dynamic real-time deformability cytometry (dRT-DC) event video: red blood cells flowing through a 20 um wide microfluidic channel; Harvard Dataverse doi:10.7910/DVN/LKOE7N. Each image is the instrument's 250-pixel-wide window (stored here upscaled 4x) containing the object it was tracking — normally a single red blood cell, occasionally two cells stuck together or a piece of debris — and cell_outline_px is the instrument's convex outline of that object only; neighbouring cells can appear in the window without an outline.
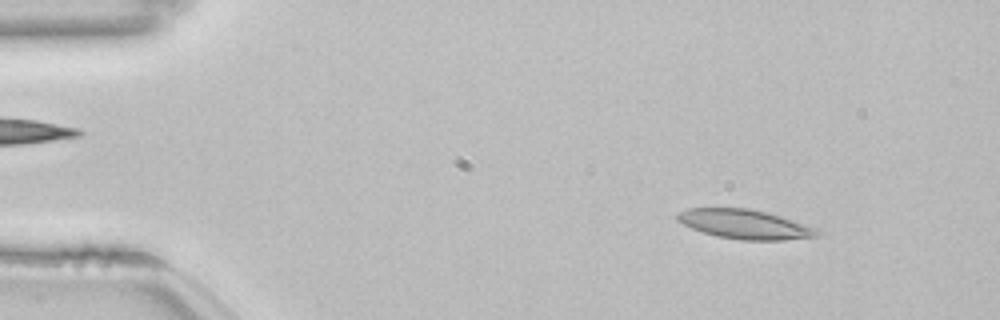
{"species": "common noctule bat (a hibernating species)", "species_latin": "Nyctalus noctula", "temperature_condition": "room temperature", "stored_images_in_passage": 52, "camera_frame_rate_fps": 3000, "um_per_image_px": 0.085, "animal": {"sex": "female", "body_mass_g": 22.7, "forearm_length_mm": 54.2}, "frame": {"image": 1, "passage_image": 6, "time_ms": 1.667, "image_size_px": [1000, 320], "cell_outline_px": [[824, 232], [820, 236], [784, 240], [740, 240], [716, 236], [692, 228], [676, 220], [676, 216], [680, 212], [688, 208], [748, 208], [768, 212], [816, 228]], "centroid_in_image_um": [63.35, 19.06], "position_along_channel_um": 21.7, "area_um2": 23.93}}
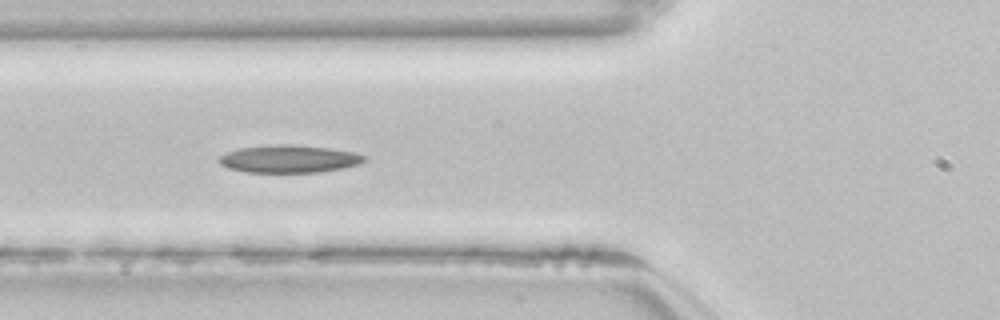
{"frame": {"image": 2, "passage_image": 19, "time_ms": 6.0, "image_size_px": [1000, 320], "cell_outline_px": [[368, 160], [360, 164], [344, 168], [316, 172], [248, 172], [228, 168], [220, 164], [220, 156], [228, 152], [240, 148], [276, 144], [280, 144], [328, 148], [352, 152], [368, 156]], "centroid_in_image_um": [24.62, 13.51], "position_along_channel_um": 101.2, "area_um2": 23.12}}
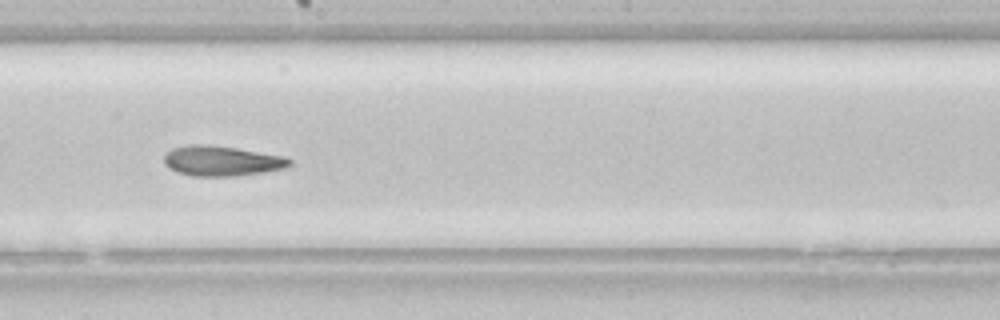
{"frame": {"image": 3, "passage_image": 29, "time_ms": 9.333, "image_size_px": [1000, 320], "cell_outline_px": [[292, 164], [284, 168], [264, 172], [236, 176], [192, 176], [176, 172], [168, 168], [164, 164], [164, 156], [172, 148], [188, 144], [212, 144], [284, 156], [292, 160]], "centroid_in_image_um": [18.82, 13.67], "position_along_channel_um": 229.4, "area_um2": 22.25}, "authors_computed_cell_mechanics": {"area_um2": 23.12, "velocity_mm_per_s": 3.8288, "shape_relaxation_time_tau1_ms": 9.7938, "shape_relaxation_time_tau2_ms": 7.3611, "deformation_change_tau1": 0.2074, "deformation_change_tau2": 0.143}}